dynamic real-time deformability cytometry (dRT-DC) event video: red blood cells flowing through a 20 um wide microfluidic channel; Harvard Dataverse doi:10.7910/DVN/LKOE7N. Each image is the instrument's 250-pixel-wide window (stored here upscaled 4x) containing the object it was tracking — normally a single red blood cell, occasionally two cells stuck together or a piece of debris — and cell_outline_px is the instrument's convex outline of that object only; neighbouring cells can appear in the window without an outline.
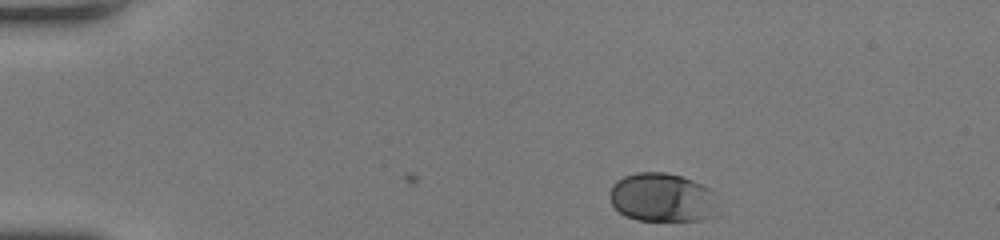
{"species": "human", "species_latin": "Homo sapiens", "temperature_condition": "room temperature", "stored_images_in_passage": 42, "camera_frame_rate_fps": 3000, "um_per_image_px": 0.085, "donor": {"sex": "female"}, "frame": {"image": 1, "passage_image": 1, "time_ms": 0.0, "image_size_px": [1000, 240], "cell_outline_px": [[720, 216], [704, 220], [636, 220], [624, 216], [612, 204], [608, 192], [612, 184], [616, 180], [624, 176], [636, 172], [664, 172], [684, 176], [708, 188], [712, 192]], "centroid_in_image_um": [56.29, 16.8], "position_along_channel_um": 28.7, "area_um2": 31.27}}
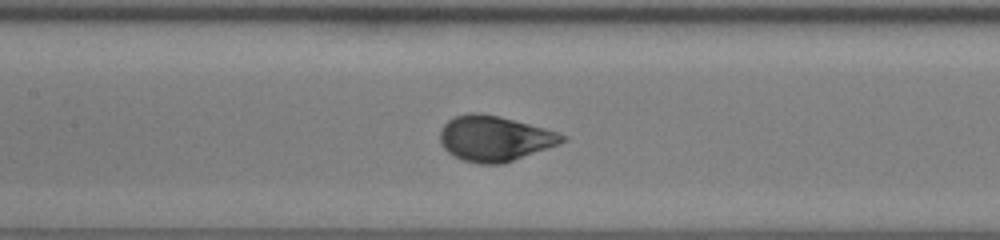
{"frame": {"image": 2, "passage_image": 17, "time_ms": 5.333, "image_size_px": [1000, 240], "cell_outline_px": [[568, 140], [560, 144], [504, 164], [480, 164], [464, 160], [452, 156], [440, 144], [440, 128], [448, 120], [456, 116], [472, 112], [480, 112], [500, 116], [544, 128], [568, 136]], "centroid_in_image_um": [42.04, 11.77], "position_along_channel_um": 165.4, "area_um2": 32.6}}
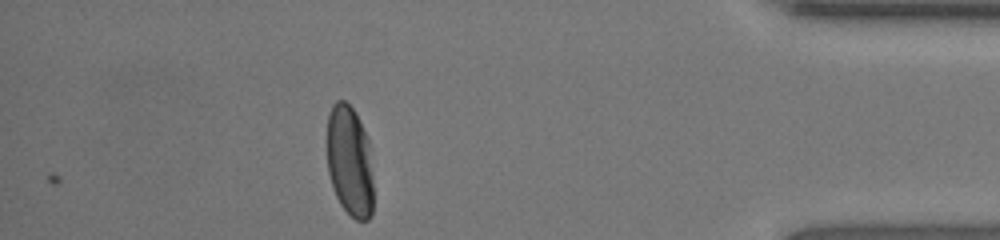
{"frame": {"image": 3, "passage_image": 37, "time_ms": 12.0, "image_size_px": [1000, 240], "cell_outline_px": [[372, 216], [368, 220], [356, 220], [340, 204], [336, 196], [328, 172], [328, 116], [332, 104], [336, 100], [344, 100], [356, 112], [368, 140], [372, 176]], "centroid_in_image_um": [29.72, 13.69], "position_along_channel_um": 405.5, "area_um2": 29.71}, "authors_computed_cell_mechanics": {"area_um2": 31.3854, "velocity_mm_per_s": 4.1908, "shape_relaxation_time_tau1_ms": 2.2431, "shape_relaxation_time_tau2_ms": null, "deformation_change_tau1": 0.1447, "deformation_change_tau2": null}}